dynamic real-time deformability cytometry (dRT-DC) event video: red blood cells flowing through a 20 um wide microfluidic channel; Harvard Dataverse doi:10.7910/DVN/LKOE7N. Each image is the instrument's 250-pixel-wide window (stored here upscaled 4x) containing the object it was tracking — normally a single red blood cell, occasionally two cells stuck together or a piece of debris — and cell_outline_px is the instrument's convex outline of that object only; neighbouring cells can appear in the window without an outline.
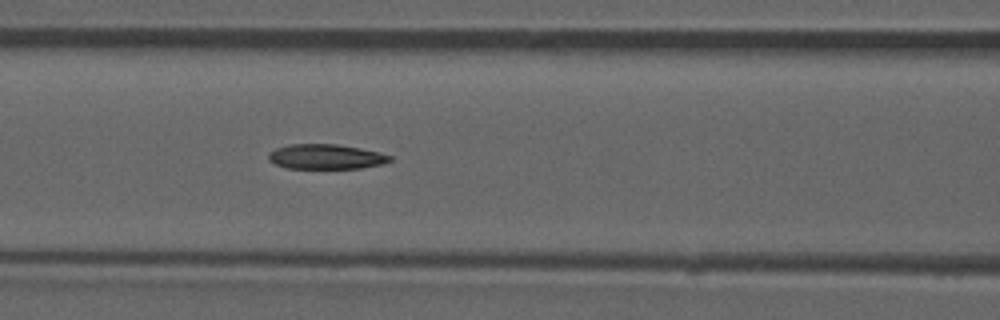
{"species": "common noctule bat (a hibernating species)", "species_latin": "Nyctalus noctula", "temperature_condition": "room temperature", "stored_images_in_passage": 51, "camera_frame_rate_fps": 3000, "um_per_image_px": 0.085, "animal": {"sex": "male", "forearm_length_mm": 52.5}, "frame": {"image": 1, "passage_image": 22, "time_ms": 7.0, "image_size_px": [1000, 320], "cell_outline_px": [[392, 160], [384, 164], [360, 168], [288, 168], [276, 164], [268, 160], [268, 152], [276, 148], [288, 144], [336, 144], [360, 148], [380, 152], [392, 156]], "centroid_in_image_um": [27.71, 13.31], "position_along_channel_um": 138.9, "area_um2": 17.69}}